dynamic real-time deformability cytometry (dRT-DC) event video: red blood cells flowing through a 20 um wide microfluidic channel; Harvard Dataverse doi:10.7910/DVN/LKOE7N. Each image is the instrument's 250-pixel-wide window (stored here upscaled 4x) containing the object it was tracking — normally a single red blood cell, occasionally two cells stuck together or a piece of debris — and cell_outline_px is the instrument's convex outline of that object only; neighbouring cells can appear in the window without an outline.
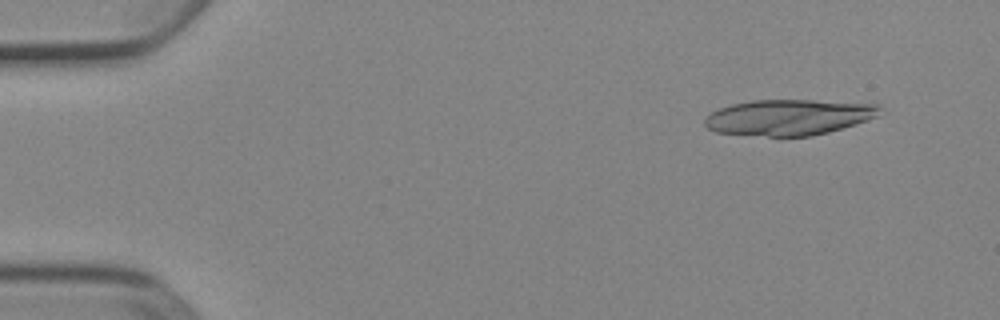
{"species": "Egyptian fruit bat (a non-hibernating species)", "species_latin": "Rousettus aegyptiacus", "temperature_condition": "cold", "stored_images_in_passage": 51, "camera_frame_rate_fps": 3000, "um_per_image_px": 0.085, "animal": {"sex": "female"}, "frame": {"image": 1, "passage_image": 4, "time_ms": 1.0, "image_size_px": [1000, 320], "cell_outline_px": [[880, 108], [876, 116], [868, 120], [856, 124], [828, 132], [812, 136], [768, 136], [716, 132], [708, 128], [704, 124], [704, 120], [712, 112], [720, 108], [732, 104], [752, 100], [812, 100], [880, 104]], "centroid_in_image_um": [67.05, 9.96], "position_along_channel_um": 18.0, "area_um2": 36.3}}
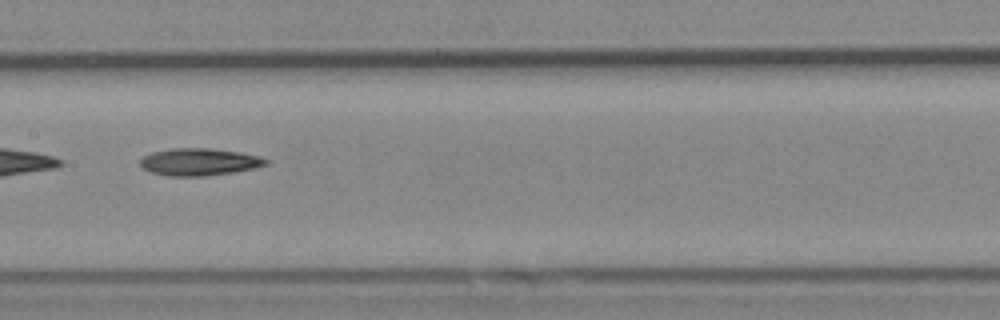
{"frame": {"image": 2, "passage_image": 26, "time_ms": 8.333, "image_size_px": [1000, 320], "cell_outline_px": [[268, 164], [256, 168], [232, 172], [200, 176], [168, 176], [152, 172], [144, 168], [140, 164], [140, 160], [144, 156], [152, 152], [172, 148], [208, 148], [240, 152], [260, 156], [268, 160]], "centroid_in_image_um": [16.95, 13.75], "position_along_channel_um": 190.4, "area_um2": 19.83}}
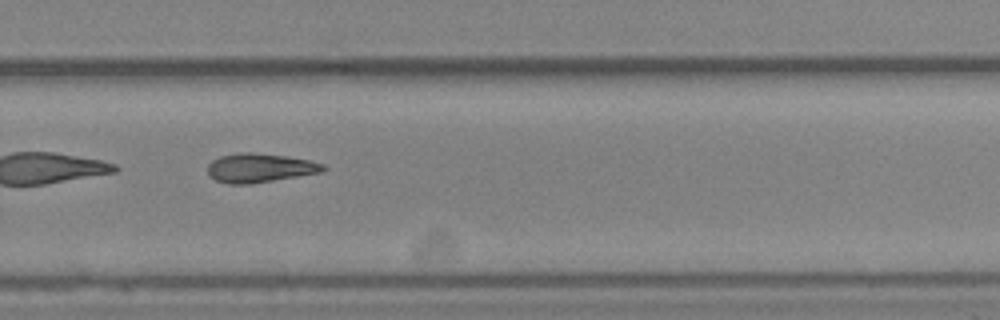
{"frame": {"image": 3, "passage_image": 35, "time_ms": 11.333, "image_size_px": [1000, 320], "cell_outline_px": [[328, 168], [320, 172], [248, 184], [228, 184], [216, 180], [208, 176], [208, 164], [212, 160], [220, 156], [236, 152], [248, 152], [284, 156], [308, 160], [324, 164]], "centroid_in_image_um": [22.02, 14.27], "position_along_channel_um": 307.8, "area_um2": 19.31}}